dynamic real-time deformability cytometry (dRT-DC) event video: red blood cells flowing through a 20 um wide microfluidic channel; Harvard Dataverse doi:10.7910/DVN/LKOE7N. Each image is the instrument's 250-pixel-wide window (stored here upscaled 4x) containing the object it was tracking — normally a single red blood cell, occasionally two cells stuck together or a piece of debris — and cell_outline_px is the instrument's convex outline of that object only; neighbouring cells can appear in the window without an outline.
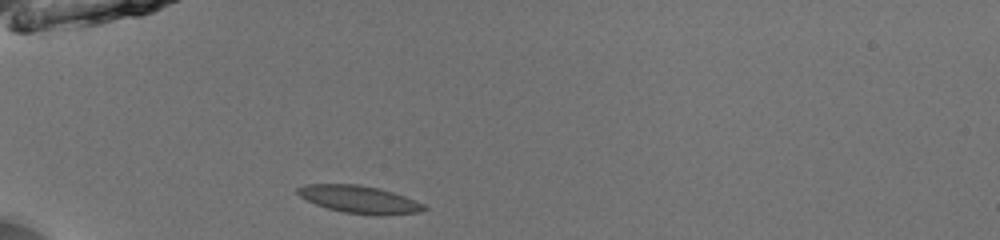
{"species": "common noctule bat (a hibernating species)", "species_latin": "Nyctalus noctula", "temperature_condition": "room temperature", "stored_images_in_passage": 36, "camera_frame_rate_fps": 3000, "um_per_image_px": 0.085, "animal": {"sex": "male", "body_mass_g": 13.0, "forearm_length_mm": 53.1}, "frame": {"image": 1, "passage_image": 1, "time_ms": 0.0, "image_size_px": [1000, 240], "cell_outline_px": [[428, 208], [420, 212], [384, 216], [376, 216], [344, 212], [328, 208], [316, 204], [300, 196], [296, 192], [296, 188], [304, 184], [360, 184], [380, 188], [404, 196], [424, 204]], "centroid_in_image_um": [30.56, 16.95], "position_along_channel_um": 54.4, "area_um2": 20.4}}
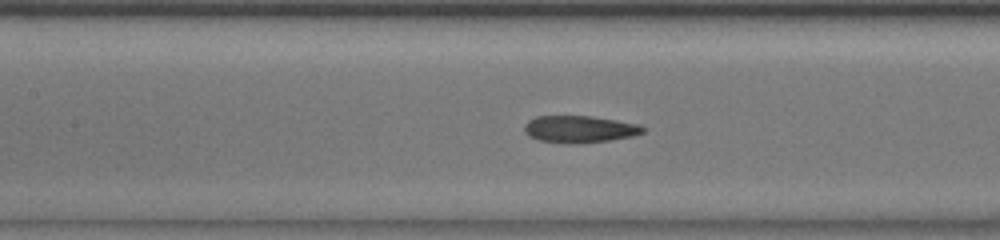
{"frame": {"image": 2, "passage_image": 10, "time_ms": 3.0, "image_size_px": [1000, 240], "cell_outline_px": [[644, 132], [632, 136], [608, 140], [576, 144], [564, 144], [540, 140], [528, 136], [524, 132], [524, 124], [528, 120], [536, 116], [592, 116], [640, 124], [644, 128]], "centroid_in_image_um": [49.22, 10.98], "position_along_channel_um": 158.2, "area_um2": 18.79}}
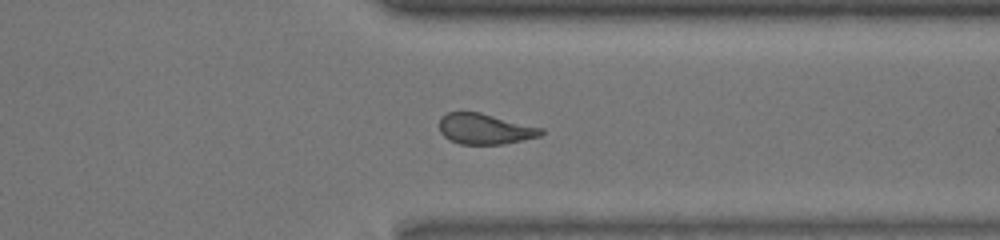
{"frame": {"image": 3, "passage_image": 26, "time_ms": 8.333, "image_size_px": [1000, 240], "cell_outline_px": [[544, 132], [540, 136], [504, 144], [460, 144], [448, 140], [440, 132], [440, 116], [448, 112], [480, 112], [544, 128]], "centroid_in_image_um": [41.21, 10.96], "position_along_channel_um": 370.2, "area_um2": 18.26}, "authors_computed_cell_mechanics": {"area_um2": 19.0162, "velocity_mm_per_s": 3.9808, "shape_relaxation_time_tau1_ms": 3.2913, "shape_relaxation_time_tau2_ms": 2.3983, "deformation_change_tau1": 0.1431, "deformation_change_tau2": 0.0871}}